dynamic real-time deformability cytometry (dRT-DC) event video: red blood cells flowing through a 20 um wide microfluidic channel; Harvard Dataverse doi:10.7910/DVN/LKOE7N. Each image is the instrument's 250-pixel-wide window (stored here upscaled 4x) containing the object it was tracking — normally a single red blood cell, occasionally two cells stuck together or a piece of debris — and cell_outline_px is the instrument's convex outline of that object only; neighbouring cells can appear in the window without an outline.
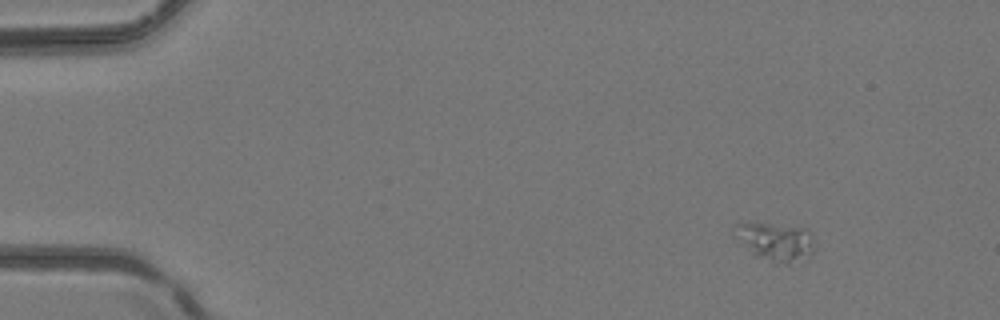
{"species": "common noctule bat (a hibernating species)", "species_latin": "Nyctalus noctula", "temperature_condition": "room temperature", "stored_images_in_passage": 3, "camera_frame_rate_fps": 3000, "um_per_image_px": 0.085, "animal": {"sex": "female", "body_mass_g": 24.6, "forearm_length_mm": 56.2}, "frame": {"image": 1, "passage_image": 1, "time_ms": 0.0, "image_size_px": [1000, 320], "cell_outline_px": [[812, 252], [808, 256], [788, 264], [772, 264], [752, 256], [736, 236], [732, 228], [736, 224], [756, 220], [804, 228], [812, 244]], "centroid_in_image_um": [65.78, 20.53], "position_along_channel_um": 19.2, "area_um2": 18.21}}